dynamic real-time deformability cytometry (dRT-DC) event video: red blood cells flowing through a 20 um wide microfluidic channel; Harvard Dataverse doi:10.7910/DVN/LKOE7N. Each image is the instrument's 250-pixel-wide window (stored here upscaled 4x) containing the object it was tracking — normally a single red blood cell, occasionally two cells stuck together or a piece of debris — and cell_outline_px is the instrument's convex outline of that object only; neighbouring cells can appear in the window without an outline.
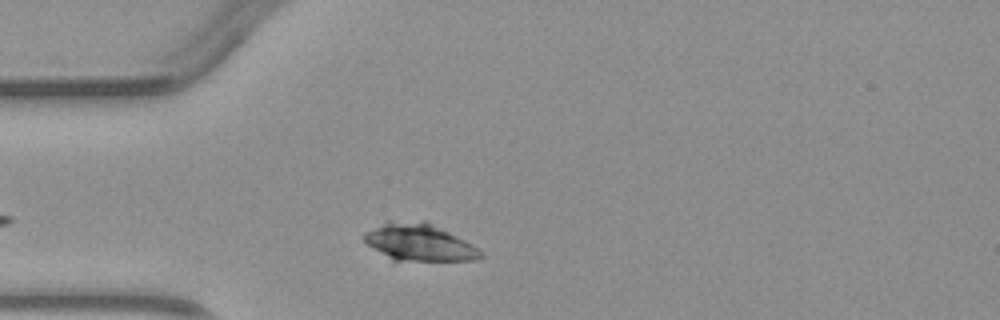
{"species": "common noctule bat (a hibernating species)", "species_latin": "Nyctalus noctula", "temperature_condition": "warm", "stored_images_in_passage": 1, "camera_frame_rate_fps": 3000, "um_per_image_px": 0.085, "animal": {"sex": "male", "body_mass_g": 23.1, "forearm_length_mm": 52.7}, "frame": {"image": 1, "passage_image": 1, "time_ms": 0.0, "image_size_px": [1000, 320], "cell_outline_px": [[484, 256], [476, 260], [392, 260], [368, 244], [364, 240], [364, 232], [388, 220], [424, 220], [472, 244], [484, 252]], "centroid_in_image_um": [35.63, 20.58], "position_along_channel_um": 49.4, "area_um2": 25.03}}